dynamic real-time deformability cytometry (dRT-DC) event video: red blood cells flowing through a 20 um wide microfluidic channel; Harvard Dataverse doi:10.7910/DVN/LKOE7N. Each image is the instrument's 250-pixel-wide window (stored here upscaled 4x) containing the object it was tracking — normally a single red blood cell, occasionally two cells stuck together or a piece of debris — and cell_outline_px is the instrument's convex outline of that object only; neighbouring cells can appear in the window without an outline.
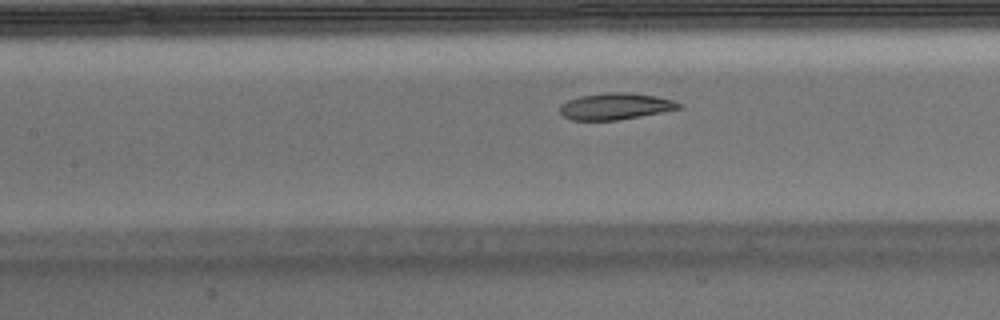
{"species": "Egyptian fruit bat (a non-hibernating species)", "species_latin": "Rousettus aegyptiacus", "temperature_condition": "warm", "stored_images_in_passage": 36, "camera_frame_rate_fps": 3000, "um_per_image_px": 0.085, "animal": {"sex": "male"}, "frame": {"image": 1, "passage_image": 16, "time_ms": 5.0, "image_size_px": [1000, 320], "cell_outline_px": [[680, 108], [640, 116], [616, 120], [572, 120], [564, 116], [560, 112], [560, 104], [568, 100], [580, 96], [604, 92], [628, 92], [656, 96], [672, 100], [680, 104]], "centroid_in_image_um": [52.26, 9.02], "position_along_channel_um": 155.1, "area_um2": 18.21}}